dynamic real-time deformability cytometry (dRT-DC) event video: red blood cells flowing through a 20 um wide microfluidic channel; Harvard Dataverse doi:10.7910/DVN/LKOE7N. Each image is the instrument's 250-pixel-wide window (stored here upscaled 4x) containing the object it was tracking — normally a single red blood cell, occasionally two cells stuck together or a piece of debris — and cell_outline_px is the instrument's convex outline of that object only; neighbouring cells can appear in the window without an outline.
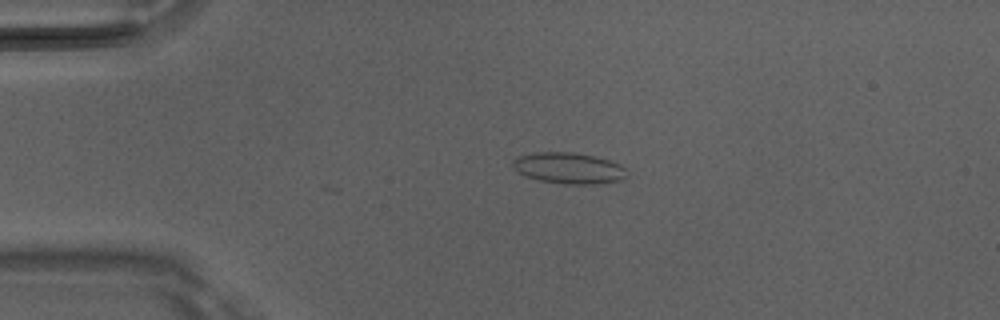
{"species": "Egyptian fruit bat (a non-hibernating species)", "species_latin": "Rousettus aegyptiacus", "temperature_condition": "room temperature", "stored_images_in_passage": 49, "camera_frame_rate_fps": 3000, "um_per_image_px": 0.085, "animal": {"sex": "male"}, "frame": {"image": 1, "passage_image": 12, "time_ms": 3.667, "image_size_px": [1000, 320], "cell_outline_px": [[628, 176], [620, 180], [596, 184], [564, 184], [540, 180], [524, 176], [512, 164], [512, 160], [520, 156], [532, 152], [572, 152], [592, 156], [608, 160], [620, 164], [624, 168]], "centroid_in_image_um": [48.34, 14.29], "position_along_channel_um": 36.7, "area_um2": 20.52}}
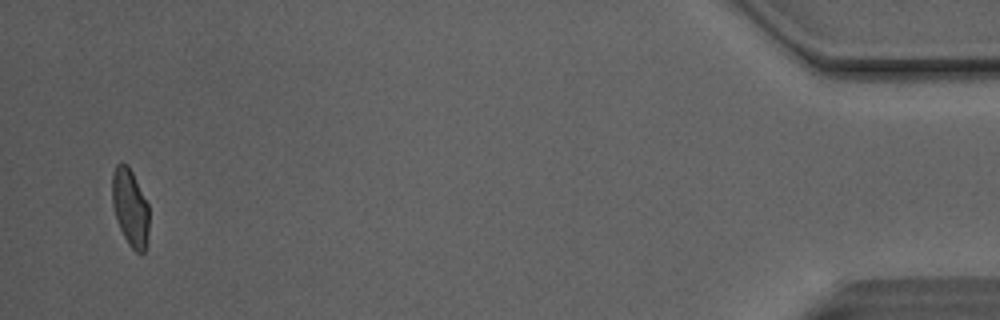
{"frame": {"image": 2, "passage_image": 49, "time_ms": 16.0, "image_size_px": [1000, 320], "cell_outline_px": [[148, 232], [144, 252], [140, 256], [128, 244], [120, 228], [112, 204], [112, 172], [116, 164], [120, 160], [128, 164], [148, 204]], "centroid_in_image_um": [11.05, 17.6], "position_along_channel_um": 424.1, "area_um2": 16.65}, "authors_computed_cell_mechanics": {"area_um2": 17.7446, "velocity_mm_per_s": 4.1466, "shape_relaxation_time_tau1_ms": 5.6199, "shape_relaxation_time_tau2_ms": 1.5761, "deformation_change_tau1": 0.1316, "deformation_change_tau2": 0.0679}}